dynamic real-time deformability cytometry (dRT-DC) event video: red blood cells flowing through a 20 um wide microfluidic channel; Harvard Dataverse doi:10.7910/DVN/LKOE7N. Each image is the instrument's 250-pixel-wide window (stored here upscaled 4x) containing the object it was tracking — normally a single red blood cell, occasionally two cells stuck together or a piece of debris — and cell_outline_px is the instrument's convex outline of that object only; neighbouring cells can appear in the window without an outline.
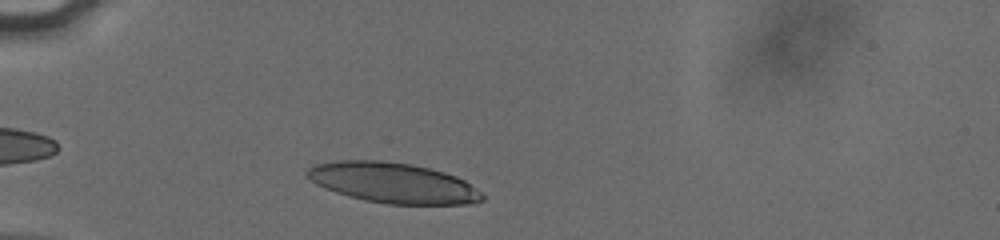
{"species": "human", "species_latin": "Homo sapiens", "temperature_condition": "cold", "stored_images_in_passage": 33, "camera_frame_rate_fps": 3000, "um_per_image_px": 0.085, "donor": {"sex": "male"}, "frame": {"image": 1, "passage_image": 4, "time_ms": 1.0, "image_size_px": [1000, 240], "cell_outline_px": [[484, 200], [476, 204], [388, 204], [364, 200], [348, 196], [336, 192], [316, 184], [304, 176], [304, 172], [308, 168], [316, 164], [340, 160], [380, 160], [412, 164], [444, 172], [456, 176], [464, 180], [480, 192], [484, 196]], "centroid_in_image_um": [33.39, 15.54], "position_along_channel_um": 51.6, "area_um2": 41.27}}
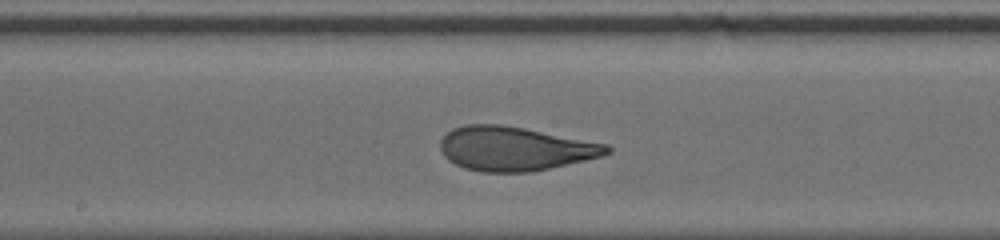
{"frame": {"image": 2, "passage_image": 18, "time_ms": 5.667, "image_size_px": [1000, 240], "cell_outline_px": [[612, 152], [604, 156], [532, 172], [484, 172], [464, 168], [448, 160], [444, 156], [440, 148], [440, 140], [452, 128], [464, 124], [500, 124], [524, 128], [608, 144], [612, 148]], "centroid_in_image_um": [43.77, 12.63], "position_along_channel_um": 204.4, "area_um2": 42.95}}
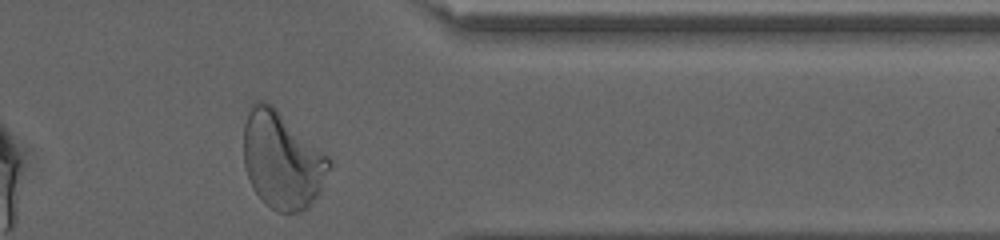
{"frame": {"image": 3, "passage_image": 33, "time_ms": 10.667, "image_size_px": [1000, 240], "cell_outline_px": [[332, 164], [320, 192], [308, 208], [300, 212], [276, 212], [264, 204], [252, 188], [248, 180], [244, 168], [244, 124], [252, 100], [264, 100], [272, 104], [328, 156], [332, 160]], "centroid_in_image_um": [23.96, 13.62], "position_along_channel_um": 387.4, "area_um2": 48.84}, "authors_computed_cell_mechanics": {"area_um2": 42.483, "velocity_mm_per_s": 3.8147, "shape_relaxation_time_tau1_ms": 6.06, "shape_relaxation_time_tau2_ms": 0.8032, "deformation_change_tau1": 0.2366, "deformation_change_tau2": 0.0825}}